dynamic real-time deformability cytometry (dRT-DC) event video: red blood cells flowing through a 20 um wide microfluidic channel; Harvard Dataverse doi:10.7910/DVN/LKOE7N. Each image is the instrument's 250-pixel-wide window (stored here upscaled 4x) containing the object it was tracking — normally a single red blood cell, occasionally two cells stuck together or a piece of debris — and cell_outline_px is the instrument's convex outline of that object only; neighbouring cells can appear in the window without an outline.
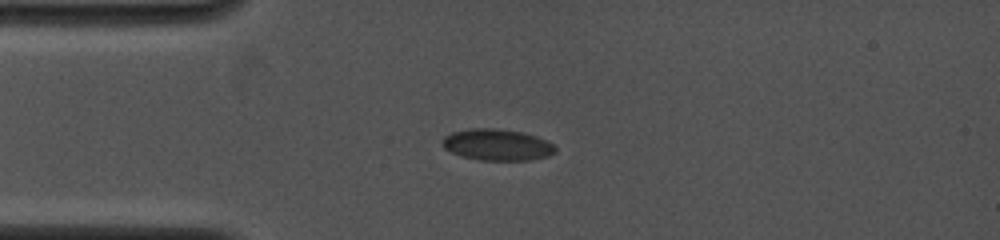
{"species": "common noctule bat (a hibernating species)", "species_latin": "Nyctalus noctula", "temperature_condition": "cold", "stored_images_in_passage": 3, "camera_frame_rate_fps": 4000, "um_per_image_px": 0.085, "animal": {"sex": "female", "body_mass_g": 19.0, "forearm_length_mm": 53.3}, "frame": {"image": 1, "passage_image": 1, "time_ms": 0.0, "image_size_px": [1000, 240], "cell_outline_px": [[556, 152], [548, 156], [528, 160], [480, 160], [460, 156], [444, 148], [440, 140], [444, 136], [452, 132], [468, 128], [496, 128], [524, 132], [548, 140], [556, 148]], "centroid_in_image_um": [42.24, 12.29], "position_along_channel_um": 42.8, "area_um2": 20.92}}